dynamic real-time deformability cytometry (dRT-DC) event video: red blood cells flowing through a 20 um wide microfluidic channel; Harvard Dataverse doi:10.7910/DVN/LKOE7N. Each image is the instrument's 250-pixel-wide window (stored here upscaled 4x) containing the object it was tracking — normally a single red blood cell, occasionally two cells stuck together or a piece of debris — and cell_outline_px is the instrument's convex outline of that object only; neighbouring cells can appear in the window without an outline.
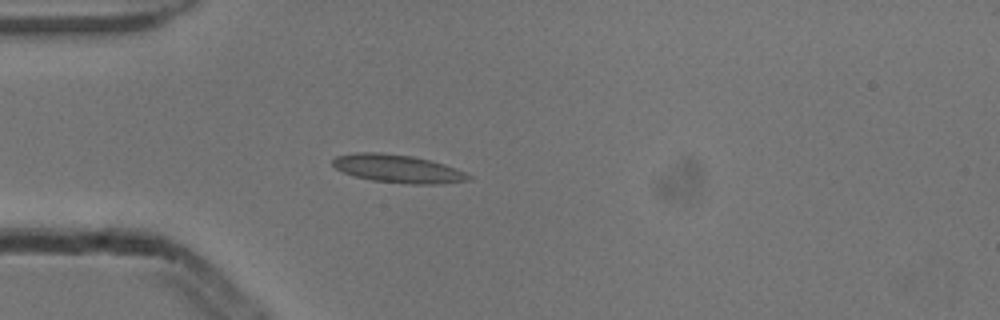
{"species": "common noctule bat (a hibernating species)", "species_latin": "Nyctalus noctula", "temperature_condition": "cold", "stored_images_in_passage": 3, "camera_frame_rate_fps": 3000, "um_per_image_px": 0.085, "animal": {"sex": "male", "body_mass_g": 13.3}, "frame": {"image": 1, "passage_image": 3, "time_ms": 0.667, "image_size_px": [1000, 320], "cell_outline_px": [[472, 176], [468, 180], [440, 184], [408, 184], [372, 180], [352, 176], [336, 168], [332, 164], [332, 160], [336, 156], [356, 152], [380, 152], [412, 156], [444, 164], [464, 172]], "centroid_in_image_um": [33.78, 14.34], "position_along_channel_um": 51.2, "area_um2": 22.14}}